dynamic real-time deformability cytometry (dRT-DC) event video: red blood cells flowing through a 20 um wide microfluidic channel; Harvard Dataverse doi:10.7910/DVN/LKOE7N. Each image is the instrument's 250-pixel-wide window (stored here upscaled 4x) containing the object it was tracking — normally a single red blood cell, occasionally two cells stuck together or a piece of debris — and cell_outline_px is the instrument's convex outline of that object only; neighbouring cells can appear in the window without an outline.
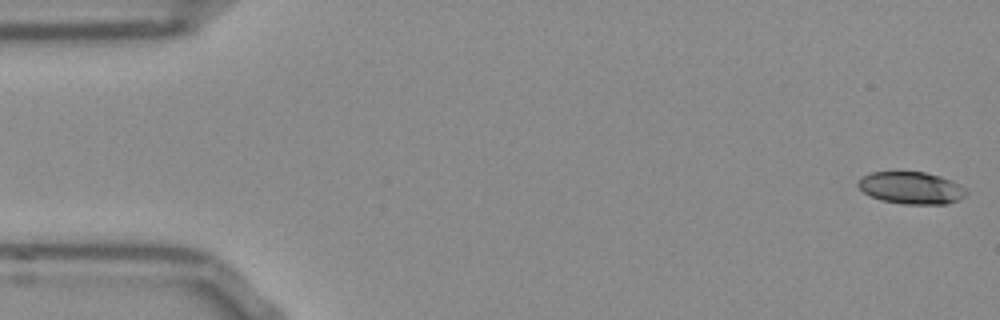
{"species": "Egyptian fruit bat (a non-hibernating species)", "species_latin": "Rousettus aegyptiacus", "temperature_condition": "room temperature", "stored_images_in_passage": 53, "camera_frame_rate_fps": 3000, "um_per_image_px": 0.085, "frame": {"image": 1, "passage_image": 1, "time_ms": 0.0, "image_size_px": [1000, 320], "cell_outline_px": [[968, 192], [964, 196], [956, 200], [944, 204], [904, 204], [880, 200], [864, 192], [856, 184], [860, 176], [872, 172], [924, 172], [940, 176], [952, 180], [964, 188]], "centroid_in_image_um": [77.42, 15.96], "position_along_channel_um": 7.6, "area_um2": 20.17}}
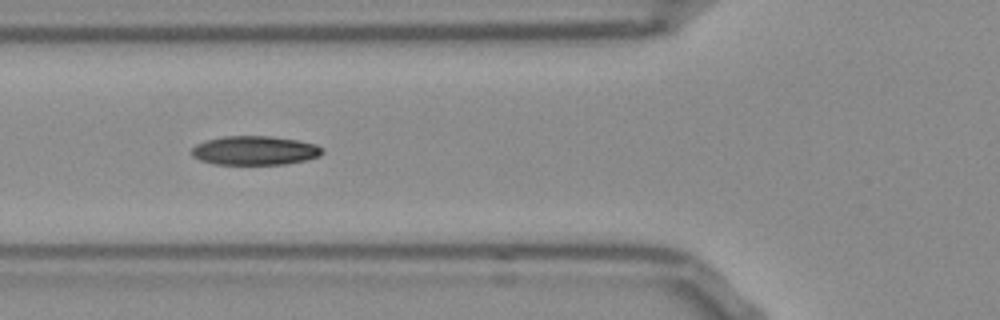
{"frame": {"image": 2, "passage_image": 19, "time_ms": 6.0, "image_size_px": [1000, 320], "cell_outline_px": [[324, 152], [320, 156], [288, 164], [212, 164], [200, 160], [192, 156], [192, 148], [196, 144], [208, 140], [224, 136], [272, 136], [296, 140], [316, 144], [324, 148]], "centroid_in_image_um": [21.68, 12.79], "position_along_channel_um": 104.1, "area_um2": 22.14}}
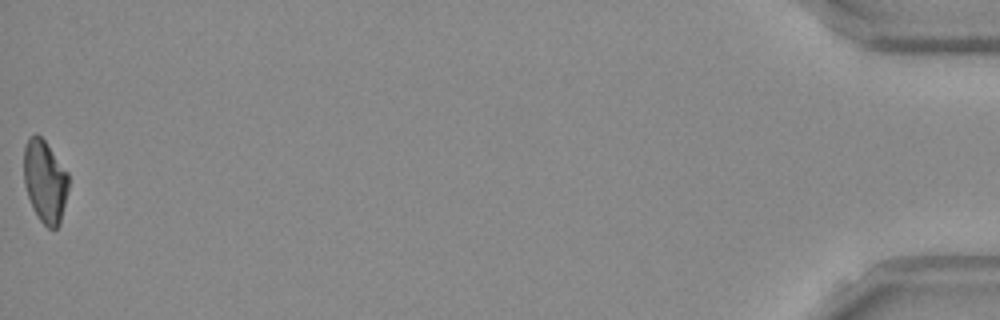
{"frame": {"image": 3, "passage_image": 53, "time_ms": 17.333, "image_size_px": [1000, 320], "cell_outline_px": [[68, 188], [60, 224], [56, 228], [48, 228], [40, 220], [28, 196], [24, 184], [24, 148], [28, 136], [36, 132], [44, 140], [68, 172]], "centroid_in_image_um": [3.82, 15.37], "position_along_channel_um": 431.4, "area_um2": 21.33}, "authors_computed_cell_mechanics": {"area_um2": 21.7906, "velocity_mm_per_s": 3.8052, "shape_relaxation_time_tau1_ms": 11.0975, "shape_relaxation_time_tau2_ms": 4.3404, "deformation_change_tau1": 0.2511, "deformation_change_tau2": 0.1039}}